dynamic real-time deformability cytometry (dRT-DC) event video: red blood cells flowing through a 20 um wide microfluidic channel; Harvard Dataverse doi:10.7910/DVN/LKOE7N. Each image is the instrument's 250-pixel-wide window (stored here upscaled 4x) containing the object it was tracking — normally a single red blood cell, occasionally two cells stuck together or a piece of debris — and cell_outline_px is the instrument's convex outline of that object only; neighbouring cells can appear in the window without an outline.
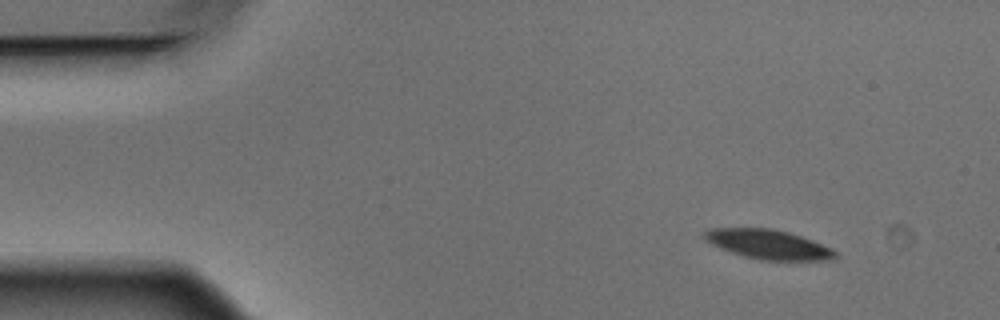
{"species": "Egyptian fruit bat (a non-hibernating species)", "species_latin": "Rousettus aegyptiacus", "temperature_condition": "warm", "stored_images_in_passage": 4, "camera_frame_rate_fps": 3000, "um_per_image_px": 0.085, "animal": {"sex": "male"}, "frame": {"image": 1, "passage_image": 1, "time_ms": 0.0, "image_size_px": [1000, 320], "cell_outline_px": [[836, 256], [828, 260], [760, 260], [744, 256], [720, 248], [704, 240], [704, 232], [712, 228], [772, 228], [788, 232], [812, 240], [832, 248], [836, 252]], "centroid_in_image_um": [65.29, 20.77], "position_along_channel_um": 19.7, "area_um2": 22.25}}
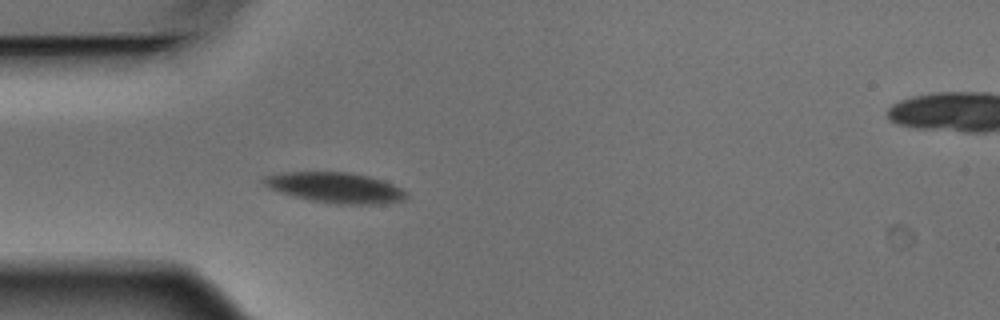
{"frame": {"image": 2, "passage_image": 4, "time_ms": 1.0, "image_size_px": [1000, 320], "cell_outline_px": [[408, 196], [404, 200], [380, 204], [336, 204], [312, 200], [292, 196], [268, 188], [260, 180], [264, 176], [284, 172], [344, 172], [368, 176], [392, 184], [408, 192]], "centroid_in_image_um": [28.48, 15.95], "position_along_channel_um": 56.5, "area_um2": 25.2}}